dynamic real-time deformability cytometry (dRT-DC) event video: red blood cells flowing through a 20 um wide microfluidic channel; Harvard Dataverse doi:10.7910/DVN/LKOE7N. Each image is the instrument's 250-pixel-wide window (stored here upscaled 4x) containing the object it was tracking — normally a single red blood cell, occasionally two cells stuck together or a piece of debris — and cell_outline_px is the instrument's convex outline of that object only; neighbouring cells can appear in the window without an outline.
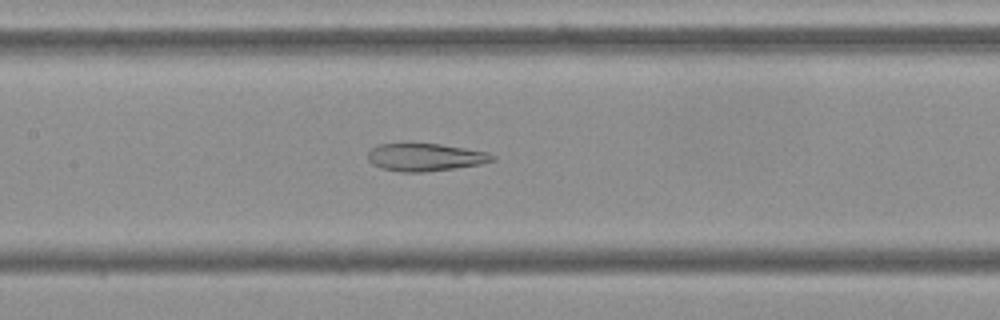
{"species": "Egyptian fruit bat (a non-hibernating species)", "species_latin": "Rousettus aegyptiacus", "temperature_condition": "cold", "stored_images_in_passage": 51, "camera_frame_rate_fps": 3000, "um_per_image_px": 0.085, "frame": {"image": 1, "passage_image": 22, "time_ms": 7.0, "image_size_px": [1000, 320], "cell_outline_px": [[496, 160], [480, 164], [424, 172], [400, 172], [380, 168], [372, 164], [368, 160], [368, 152], [372, 148], [380, 144], [440, 144], [488, 152], [496, 156]], "centroid_in_image_um": [36.14, 13.37], "position_along_channel_um": 171.3, "area_um2": 19.94}}
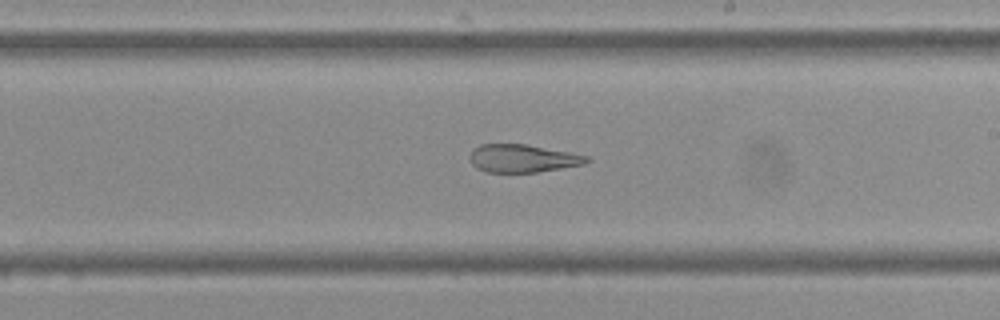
{"frame": {"image": 2, "passage_image": 28, "time_ms": 9.0, "image_size_px": [1000, 320], "cell_outline_px": [[592, 160], [584, 164], [536, 172], [484, 172], [476, 168], [472, 164], [468, 156], [472, 148], [480, 144], [528, 144], [592, 156]], "centroid_in_image_um": [44.43, 13.45], "position_along_channel_um": 244.6, "area_um2": 19.36}}
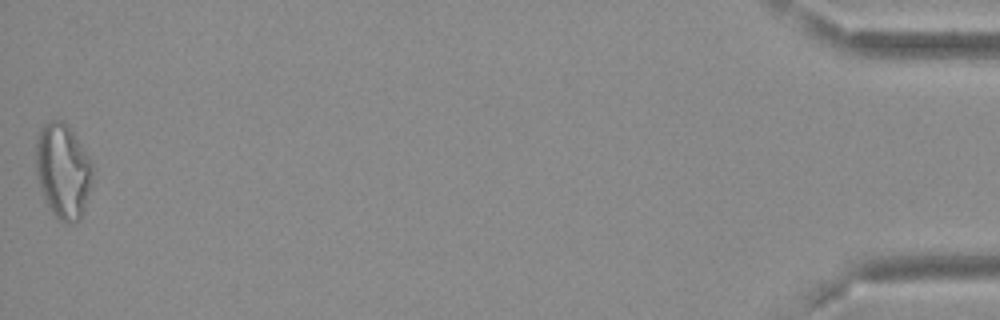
{"frame": {"image": 3, "passage_image": 51, "time_ms": 16.667, "image_size_px": [1000, 320], "cell_outline_px": [[92, 180], [84, 208], [80, 220], [72, 224], [68, 224], [60, 220], [52, 212], [44, 200], [40, 188], [36, 172], [36, 140], [40, 128], [44, 124], [52, 120], [64, 120], [68, 124], [88, 156], [92, 164]], "centroid_in_image_um": [5.34, 14.52], "position_along_channel_um": 429.9, "area_um2": 31.39}, "authors_computed_cell_mechanics": {"area_um2": 24.6228, "velocity_mm_per_s": 3.676, "shape_relaxation_time_tau1_ms": null, "shape_relaxation_time_tau2_ms": 3.0746, "deformation_change_tau1": null, "deformation_change_tau2": 0.1244}}